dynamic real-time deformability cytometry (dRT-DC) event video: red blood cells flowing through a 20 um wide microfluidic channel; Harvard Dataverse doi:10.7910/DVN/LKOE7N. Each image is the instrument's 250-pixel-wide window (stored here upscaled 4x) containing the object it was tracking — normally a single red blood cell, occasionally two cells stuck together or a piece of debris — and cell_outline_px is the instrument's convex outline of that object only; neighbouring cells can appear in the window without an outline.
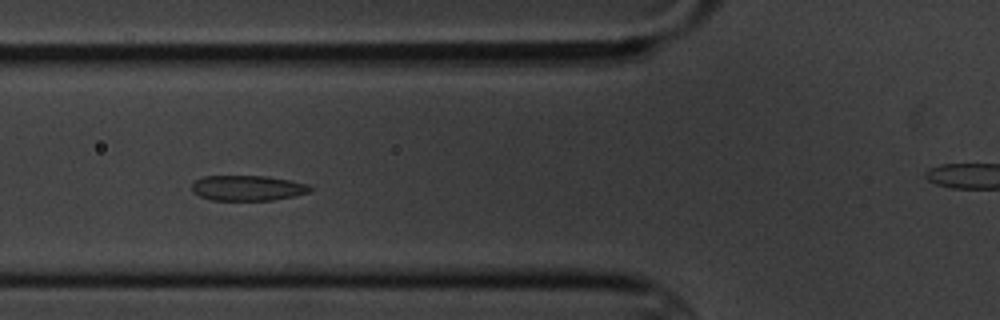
{"species": "common noctule bat (a hibernating species)", "species_latin": "Nyctalus noctula", "temperature_condition": "cold", "stored_images_in_passage": 7, "segment_of_instrument_passage": [1, 2], "camera_frame_rate_fps": 3000, "um_per_image_px": 0.085, "animal": {"sex": "male", "body_mass_g": 20.1, "forearm_length_mm": 53.5}, "frame": {"image": 1, "passage_image": 5, "time_ms": 5.0, "image_size_px": [1000, 320], "cell_outline_px": [[312, 188], [308, 192], [292, 196], [272, 200], [212, 200], [200, 196], [192, 192], [192, 184], [196, 180], [204, 176], [268, 176], [308, 184]], "centroid_in_image_um": [21.02, 15.98], "position_along_channel_um": 104.8, "area_um2": 17.28}}
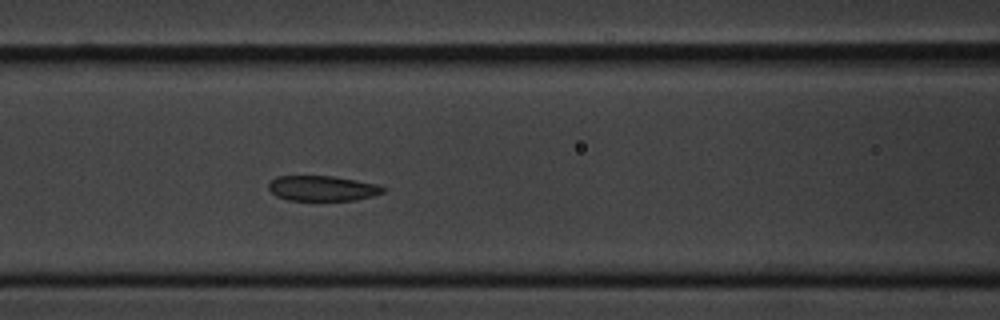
{"frame": {"image": 2, "passage_image": 6, "time_ms": 6.0, "image_size_px": [1000, 320], "cell_outline_px": [[384, 192], [372, 196], [356, 200], [288, 200], [276, 196], [268, 188], [268, 184], [276, 176], [332, 176], [356, 180], [376, 184], [384, 188]], "centroid_in_image_um": [27.38, 16.01], "position_along_channel_um": 139.2, "area_um2": 16.7}}